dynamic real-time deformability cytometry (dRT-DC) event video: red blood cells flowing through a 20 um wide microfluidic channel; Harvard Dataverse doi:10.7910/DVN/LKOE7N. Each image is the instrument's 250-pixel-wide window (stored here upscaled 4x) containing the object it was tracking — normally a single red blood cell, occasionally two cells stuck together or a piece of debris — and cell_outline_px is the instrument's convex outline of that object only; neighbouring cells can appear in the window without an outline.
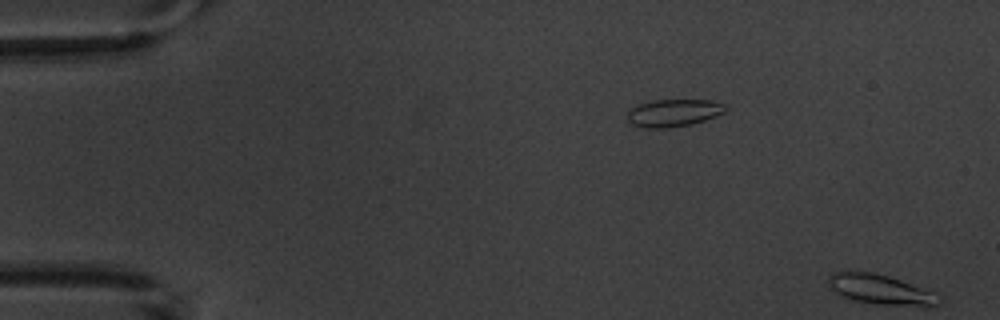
{"species": "common noctule bat (a hibernating species)", "species_latin": "Nyctalus noctula", "temperature_condition": "warm", "stored_images_in_passage": 2, "camera_frame_rate_fps": 3000, "um_per_image_px": 0.085, "animal": {"sex": "male", "body_mass_g": 20.1, "forearm_length_mm": 53.5}, "frame": {"image": 1, "passage_image": 1, "time_ms": 0.0, "image_size_px": [1000, 320], "cell_outline_px": [[728, 108], [724, 112], [716, 116], [692, 124], [668, 128], [648, 128], [632, 124], [628, 120], [628, 112], [632, 108], [640, 104], [652, 100], [712, 100], [724, 104]], "centroid_in_image_um": [57.28, 9.59], "position_along_channel_um": 27.7, "area_um2": 15.61}}